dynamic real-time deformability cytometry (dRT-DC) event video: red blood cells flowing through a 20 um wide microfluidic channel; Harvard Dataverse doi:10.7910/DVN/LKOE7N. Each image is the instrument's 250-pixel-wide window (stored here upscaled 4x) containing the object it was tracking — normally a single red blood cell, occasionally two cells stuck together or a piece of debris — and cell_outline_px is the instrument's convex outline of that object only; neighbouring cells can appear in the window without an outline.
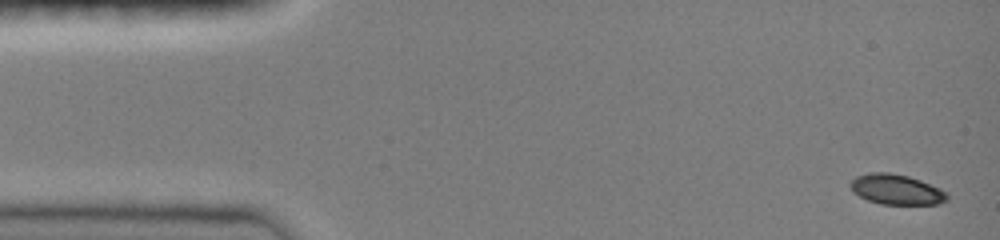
{"species": "common noctule bat (a hibernating species)", "species_latin": "Nyctalus noctula", "temperature_condition": "room temperature", "stored_images_in_passage": 20, "camera_frame_rate_fps": 3000, "um_per_image_px": 0.085, "animal": {"sex": "female", "body_mass_g": 19.0, "forearm_length_mm": 51.5}, "frame": {"image": 1, "passage_image": 1, "time_ms": 0.0, "image_size_px": [1000, 240], "cell_outline_px": [[948, 196], [944, 200], [936, 204], [880, 204], [868, 200], [860, 196], [848, 184], [856, 176], [872, 172], [888, 172], [908, 176], [920, 180], [940, 188]], "centroid_in_image_um": [76.16, 16.09], "position_along_channel_um": 8.8, "area_um2": 16.7}}
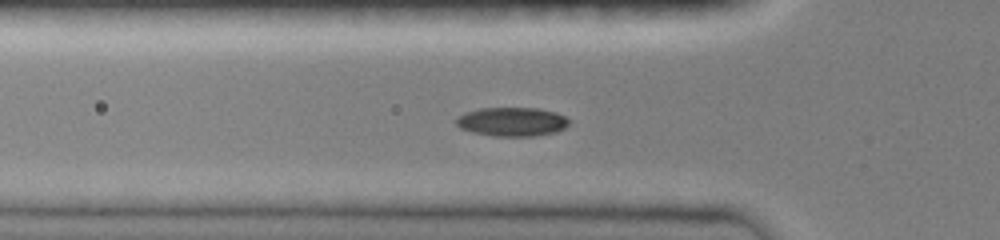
{"frame": {"image": 2, "passage_image": 12, "time_ms": 3.667, "image_size_px": [1000, 240], "cell_outline_px": [[572, 120], [564, 128], [556, 132], [532, 136], [496, 136], [472, 132], [460, 128], [452, 120], [464, 112], [480, 108], [540, 108], [556, 112]], "centroid_in_image_um": [43.5, 10.34], "position_along_channel_um": 82.3, "area_um2": 19.25}}
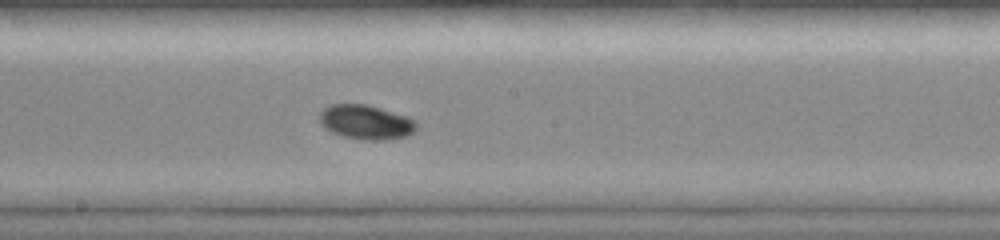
{"frame": {"image": 3, "passage_image": 20, "time_ms": 6.333, "image_size_px": [1000, 240], "cell_outline_px": [[416, 128], [408, 136], [384, 140], [360, 140], [344, 136], [332, 132], [324, 128], [320, 124], [320, 112], [324, 108], [332, 104], [368, 104], [408, 116], [416, 120]], "centroid_in_image_um": [31.11, 10.38], "position_along_channel_um": 217.1, "area_um2": 19.59}}